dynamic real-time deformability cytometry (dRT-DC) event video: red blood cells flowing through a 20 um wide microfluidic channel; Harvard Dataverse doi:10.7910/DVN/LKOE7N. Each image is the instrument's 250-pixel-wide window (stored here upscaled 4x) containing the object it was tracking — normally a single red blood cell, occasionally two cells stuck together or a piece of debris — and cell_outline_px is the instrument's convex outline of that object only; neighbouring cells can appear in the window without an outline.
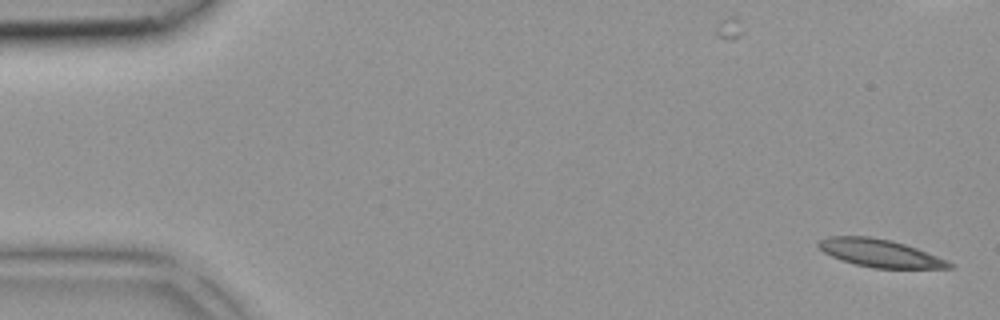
{"species": "common noctule bat (a hibernating species)", "species_latin": "Nyctalus noctula", "temperature_condition": "room temperature", "stored_images_in_passage": 42, "camera_frame_rate_fps": 3000, "um_per_image_px": 0.085, "animal": {"sex": "female", "body_mass_g": 18.4}, "frame": {"image": 1, "passage_image": 1, "time_ms": 0.0, "image_size_px": [1000, 320], "cell_outline_px": [[956, 268], [872, 268], [856, 264], [832, 256], [824, 252], [816, 244], [820, 240], [828, 236], [868, 236], [892, 240], [916, 248], [948, 260], [956, 264]], "centroid_in_image_um": [74.84, 21.52], "position_along_channel_um": 10.2, "area_um2": 21.1}}
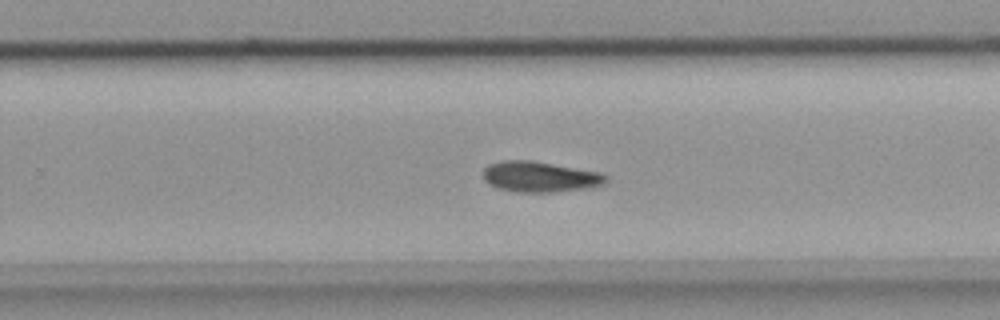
{"frame": {"image": 2, "passage_image": 26, "time_ms": 8.333, "image_size_px": [1000, 320], "cell_outline_px": [[608, 180], [604, 184], [592, 188], [556, 192], [516, 192], [496, 188], [488, 184], [484, 180], [484, 168], [488, 164], [500, 160], [532, 160], [600, 172], [608, 176]], "centroid_in_image_um": [45.9, 15.03], "position_along_channel_um": 283.9, "area_um2": 22.31}}
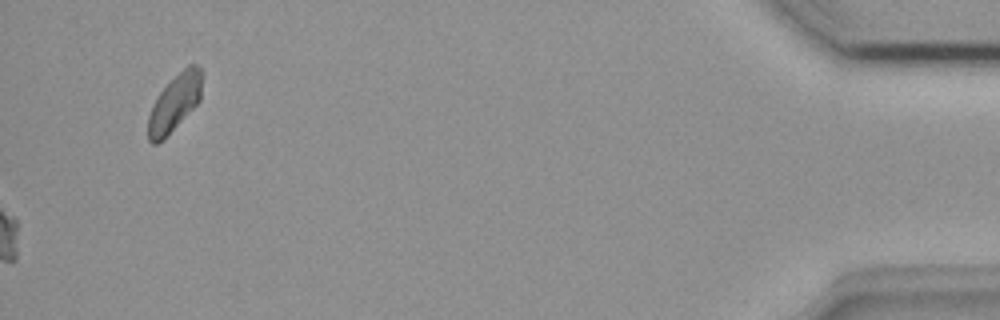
{"frame": {"image": 3, "passage_image": 42, "time_ms": 13.667, "image_size_px": [1000, 320], "cell_outline_px": [[204, 72], [200, 100], [156, 144], [152, 144], [148, 140], [148, 116], [152, 104], [156, 96], [188, 64], [196, 64]], "centroid_in_image_um": [14.86, 8.67], "position_along_channel_um": 420.3, "area_um2": 17.34}}